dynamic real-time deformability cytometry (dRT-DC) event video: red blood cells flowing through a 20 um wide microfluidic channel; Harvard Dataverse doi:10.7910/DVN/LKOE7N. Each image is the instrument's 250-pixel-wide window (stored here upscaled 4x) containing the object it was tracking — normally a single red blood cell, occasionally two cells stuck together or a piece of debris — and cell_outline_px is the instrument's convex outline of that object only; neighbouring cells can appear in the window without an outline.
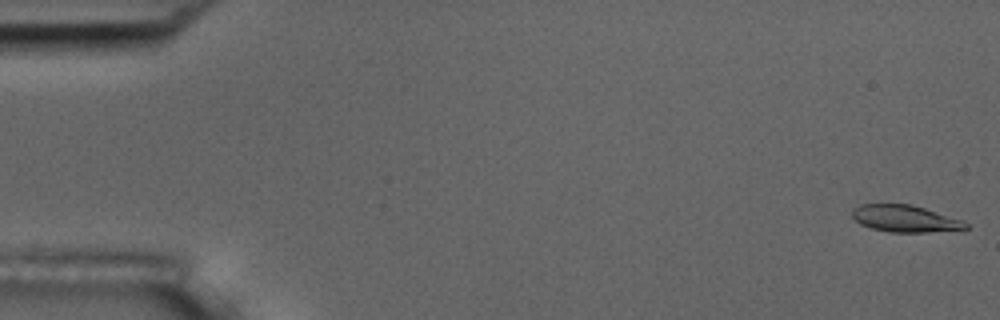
{"species": "common noctule bat (a hibernating species)", "species_latin": "Nyctalus noctula", "temperature_condition": "room temperature", "stored_images_in_passage": 55, "camera_frame_rate_fps": 3000, "um_per_image_px": 0.085, "animal": {"sex": "male", "body_mass_g": 17.5, "forearm_length_mm": 52.3}, "frame": {"image": 1, "passage_image": 1, "time_ms": 0.0, "image_size_px": [1000, 320], "cell_outline_px": [[968, 228], [964, 232], [888, 232], [872, 228], [860, 224], [852, 216], [852, 208], [860, 204], [912, 204], [964, 220], [968, 224]], "centroid_in_image_um": [77.04, 18.6], "position_along_channel_um": 8.0, "area_um2": 18.32}}
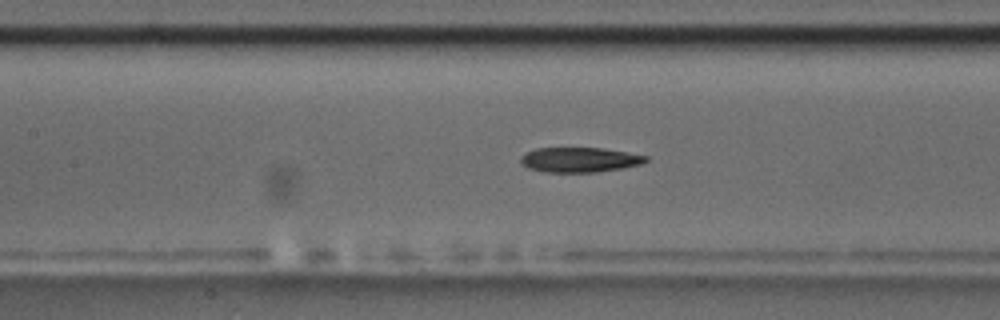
{"frame": {"image": 2, "passage_image": 25, "time_ms": 8.0, "image_size_px": [1000, 320], "cell_outline_px": [[648, 160], [640, 164], [620, 168], [596, 172], [544, 172], [528, 168], [520, 164], [520, 156], [524, 152], [536, 148], [604, 148], [648, 156]], "centroid_in_image_um": [49.2, 13.57], "position_along_channel_um": 158.2, "area_um2": 18.21}}
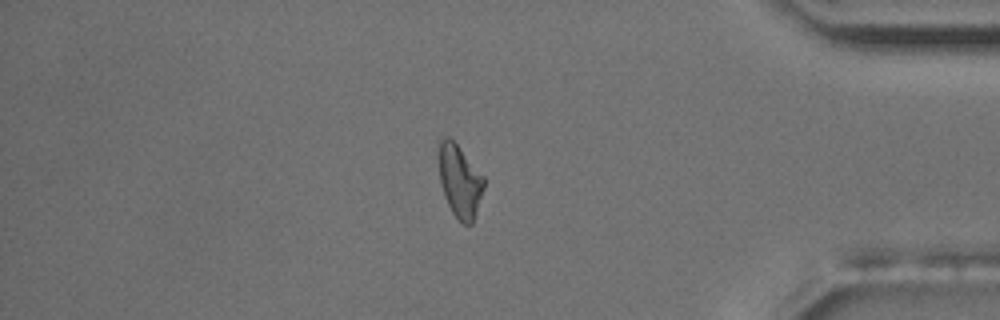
{"frame": {"image": 3, "passage_image": 47, "time_ms": 15.333, "image_size_px": [1000, 320], "cell_outline_px": [[484, 188], [472, 224], [464, 224], [452, 212], [444, 196], [440, 184], [440, 140], [444, 136], [448, 136], [456, 144], [484, 176]], "centroid_in_image_um": [39.09, 15.4], "position_along_channel_um": 396.1, "area_um2": 18.61}, "authors_computed_cell_mechanics": {"area_um2": 18.785, "velocity_mm_per_s": 3.6611, "shape_relaxation_time_tau1_ms": 9.2566, "shape_relaxation_time_tau2_ms": 8.9993, "deformation_change_tau1": 0.2246, "deformation_change_tau2": 0.2033}}